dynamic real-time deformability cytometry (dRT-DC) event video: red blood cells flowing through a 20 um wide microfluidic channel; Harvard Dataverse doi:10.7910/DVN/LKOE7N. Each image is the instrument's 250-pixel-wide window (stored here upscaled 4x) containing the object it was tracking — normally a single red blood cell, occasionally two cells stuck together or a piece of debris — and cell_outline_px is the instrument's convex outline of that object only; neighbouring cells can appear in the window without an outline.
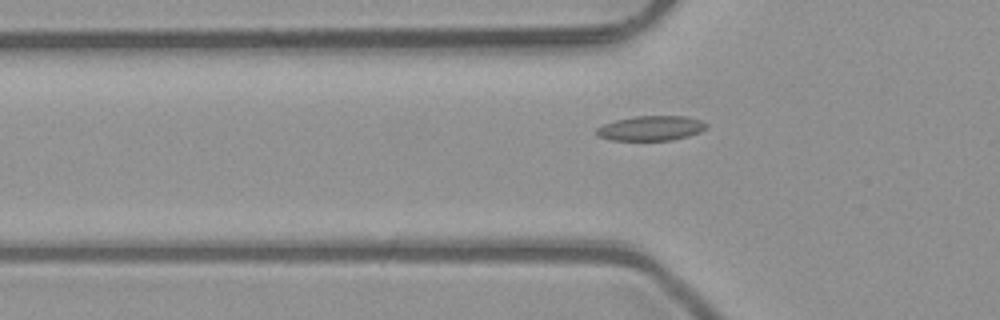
{"species": "common noctule bat (a hibernating species)", "species_latin": "Nyctalus noctula", "temperature_condition": "room temperature", "stored_images_in_passage": 6, "camera_frame_rate_fps": 3000, "um_per_image_px": 0.085, "animal": {"sex": "male", "body_mass_g": 23.1, "forearm_length_mm": 52.7}, "frame": {"image": 1, "passage_image": 6, "time_ms": 1.667, "image_size_px": [1000, 320], "cell_outline_px": [[708, 128], [700, 132], [688, 136], [672, 140], [608, 140], [596, 136], [596, 128], [604, 124], [616, 120], [636, 116], [684, 116], [700, 120], [708, 124]], "centroid_in_image_um": [55.33, 10.9], "position_along_channel_um": 70.5, "area_um2": 15.95}}